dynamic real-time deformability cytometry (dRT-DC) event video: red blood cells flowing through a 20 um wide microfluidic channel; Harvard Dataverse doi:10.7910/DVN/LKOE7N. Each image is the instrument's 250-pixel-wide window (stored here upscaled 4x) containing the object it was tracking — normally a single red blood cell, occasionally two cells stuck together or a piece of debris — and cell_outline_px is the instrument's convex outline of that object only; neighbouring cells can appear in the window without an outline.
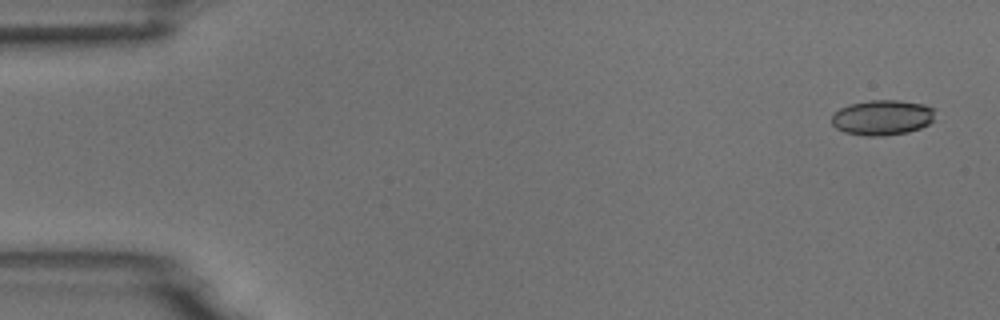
{"species": "common noctule bat (a hibernating species)", "species_latin": "Nyctalus noctula", "temperature_condition": "room temperature", "stored_images_in_passage": 5, "camera_frame_rate_fps": 3000, "um_per_image_px": 0.085, "animal": {"sex": "male", "body_mass_g": 18.8}, "frame": {"image": 1, "passage_image": 1, "time_ms": 0.0, "image_size_px": [1000, 320], "cell_outline_px": [[936, 108], [932, 120], [928, 124], [920, 128], [908, 132], [884, 136], [864, 136], [844, 132], [836, 128], [832, 124], [832, 116], [840, 108], [848, 104], [868, 100], [896, 100], [924, 104]], "centroid_in_image_um": [75.0, 9.99], "position_along_channel_um": 10.0, "area_um2": 21.39}}
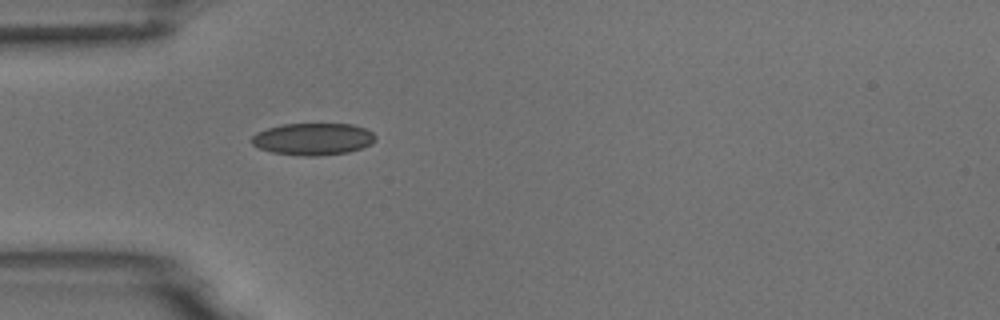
{"frame": {"image": 2, "passage_image": 5, "time_ms": 4.667, "image_size_px": [1000, 320], "cell_outline_px": [[376, 140], [372, 144], [348, 152], [316, 156], [300, 156], [272, 152], [260, 148], [252, 144], [252, 136], [256, 132], [268, 128], [284, 124], [352, 124], [364, 128], [372, 132], [376, 136]], "centroid_in_image_um": [26.62, 11.82], "position_along_channel_um": 58.4, "area_um2": 23.06}}